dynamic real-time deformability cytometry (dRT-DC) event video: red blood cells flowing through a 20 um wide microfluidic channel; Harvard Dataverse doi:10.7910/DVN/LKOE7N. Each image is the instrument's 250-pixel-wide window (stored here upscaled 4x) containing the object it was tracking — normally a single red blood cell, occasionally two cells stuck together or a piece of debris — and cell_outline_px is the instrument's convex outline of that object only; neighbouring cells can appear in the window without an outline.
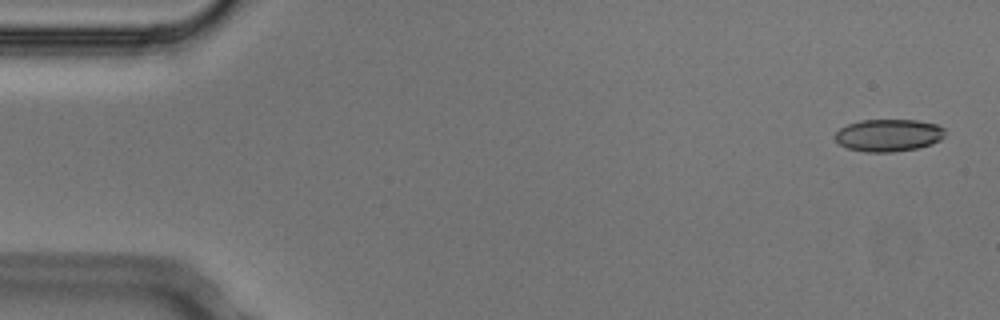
{"species": "Egyptian fruit bat (a non-hibernating species)", "species_latin": "Rousettus aegyptiacus", "temperature_condition": "cold", "stored_images_in_passage": 7, "camera_frame_rate_fps": 3000, "um_per_image_px": 0.085, "animal": {"sex": "male"}, "frame": {"image": 1, "passage_image": 1, "time_ms": 0.0, "image_size_px": [1000, 320], "cell_outline_px": [[944, 136], [940, 140], [932, 144], [916, 148], [892, 152], [864, 152], [848, 148], [840, 144], [836, 140], [836, 132], [840, 128], [848, 124], [860, 120], [916, 120], [936, 124], [944, 128]], "centroid_in_image_um": [75.53, 11.49], "position_along_channel_um": 9.5, "area_um2": 20.63}}
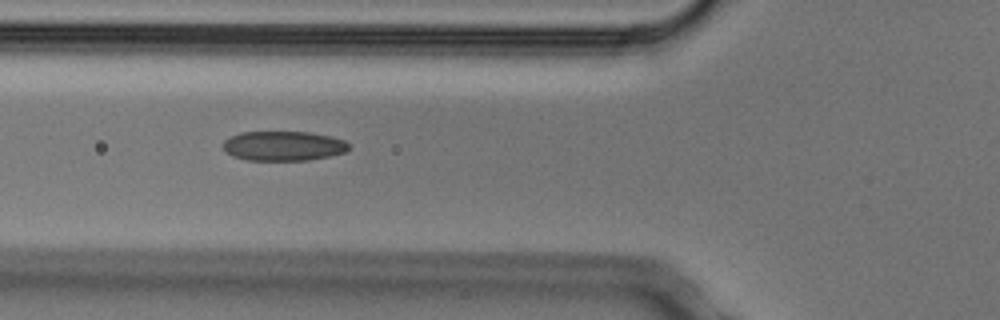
{"frame": {"image": 2, "passage_image": 6, "time_ms": 1.667, "image_size_px": [1000, 320], "cell_outline_px": [[348, 148], [344, 152], [328, 156], [308, 160], [248, 160], [232, 156], [224, 148], [224, 140], [240, 132], [312, 132], [332, 136], [344, 140], [348, 144]], "centroid_in_image_um": [24.1, 12.39], "position_along_channel_um": 101.7, "area_um2": 21.56}}
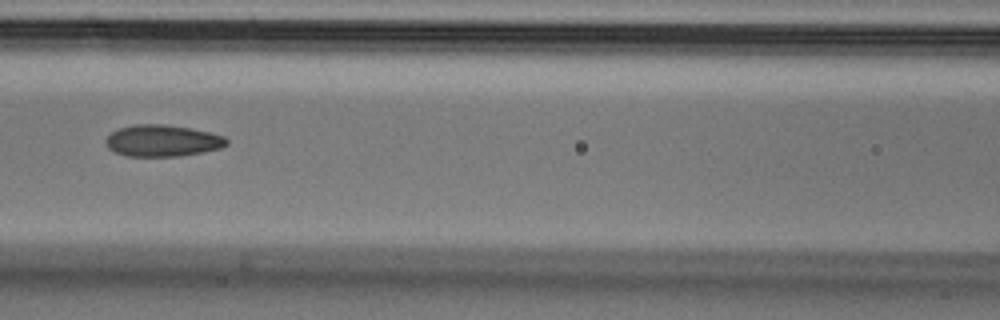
{"frame": {"image": 3, "passage_image": 7, "time_ms": 2.0, "image_size_px": [1000, 320], "cell_outline_px": [[228, 144], [220, 148], [180, 156], [128, 156], [116, 152], [108, 148], [104, 140], [112, 132], [120, 128], [136, 124], [164, 124], [188, 128], [208, 132], [224, 136], [228, 140]], "centroid_in_image_um": [13.79, 11.96], "position_along_channel_um": 152.8, "area_um2": 22.02}}